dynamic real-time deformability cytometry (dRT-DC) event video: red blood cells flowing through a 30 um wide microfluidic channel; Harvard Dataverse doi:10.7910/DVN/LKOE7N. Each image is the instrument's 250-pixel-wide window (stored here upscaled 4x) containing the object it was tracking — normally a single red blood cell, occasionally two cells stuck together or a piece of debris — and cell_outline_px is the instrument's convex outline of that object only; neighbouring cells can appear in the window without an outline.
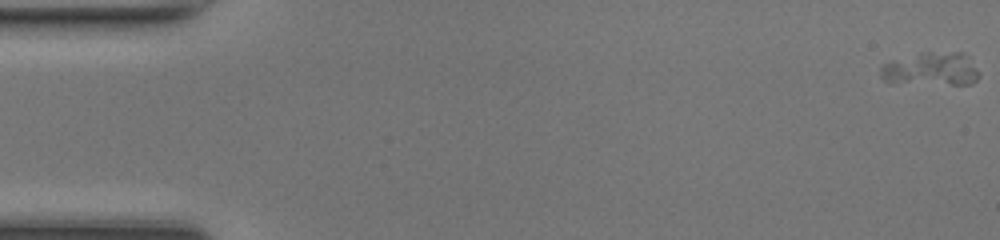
{"species": "common noctule bat (a hibernating species)", "species_latin": "Nyctalus noctula", "temperature_condition": "room temperature", "stored_images_in_passage": 13, "camera_frame_rate_fps": 3000, "um_per_image_px": 0.085, "animal": {"sex": "female", "body_mass_g": 17.0, "forearm_length_mm": 48.0}, "frame": {"image": 1, "passage_image": 1, "time_ms": 0.0, "image_size_px": [1000, 240], "cell_outline_px": [[980, 76], [972, 84], [952, 84], [884, 80], [880, 76], [880, 68], [884, 64], [924, 52], [960, 52], [980, 72]], "centroid_in_image_um": [79.21, 5.87], "position_along_channel_um": 5.8, "area_um2": 18.15}}
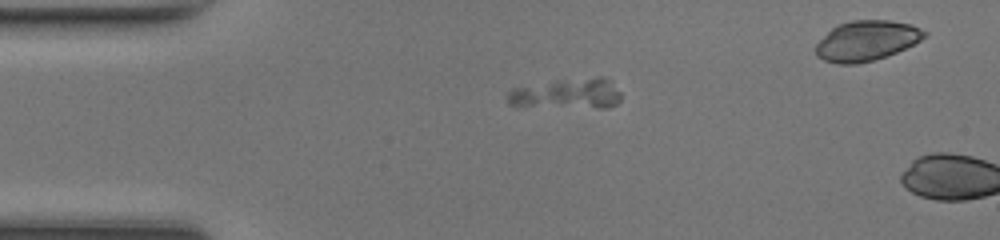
{"frame": {"image": 2, "passage_image": 12, "time_ms": 3.667, "image_size_px": [1000, 240], "cell_outline_px": [[620, 100], [616, 104], [608, 108], [516, 108], [508, 104], [508, 92], [512, 88], [556, 80], [600, 76], [604, 76], [612, 80], [620, 92]], "centroid_in_image_um": [48.17, 8.0], "position_along_channel_um": 36.8, "area_um2": 21.21}}